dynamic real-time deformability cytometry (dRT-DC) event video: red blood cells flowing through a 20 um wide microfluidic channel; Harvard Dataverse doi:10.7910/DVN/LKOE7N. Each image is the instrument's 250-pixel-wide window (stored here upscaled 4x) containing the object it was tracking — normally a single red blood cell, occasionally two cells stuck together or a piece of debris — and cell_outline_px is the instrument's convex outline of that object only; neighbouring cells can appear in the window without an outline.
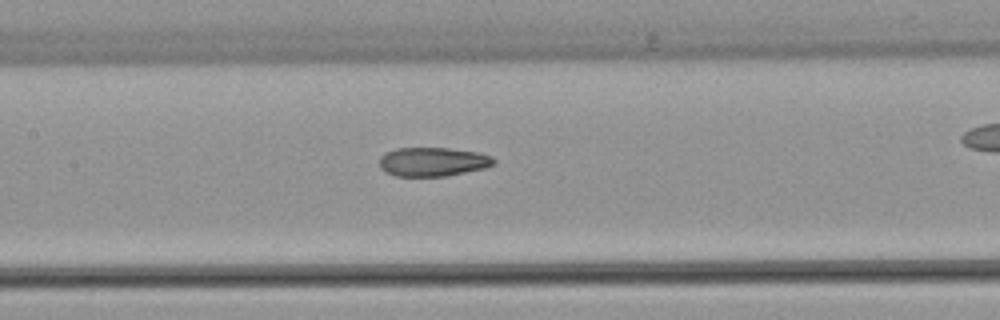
{"species": "common noctule bat (a hibernating species)", "species_latin": "Nyctalus noctula", "temperature_condition": "warm", "stored_images_in_passage": 41, "camera_frame_rate_fps": 3000, "um_per_image_px": 0.085, "animal": {"sex": "female", "body_mass_g": 22.7, "forearm_length_mm": 54.2}, "frame": {"image": 1, "passage_image": 24, "time_ms": 7.667, "image_size_px": [1000, 320], "cell_outline_px": [[496, 164], [484, 168], [444, 176], [396, 176], [384, 172], [380, 168], [380, 156], [396, 148], [448, 148], [480, 152], [492, 156], [496, 160]], "centroid_in_image_um": [36.81, 13.75], "position_along_channel_um": 170.6, "area_um2": 19.36}}